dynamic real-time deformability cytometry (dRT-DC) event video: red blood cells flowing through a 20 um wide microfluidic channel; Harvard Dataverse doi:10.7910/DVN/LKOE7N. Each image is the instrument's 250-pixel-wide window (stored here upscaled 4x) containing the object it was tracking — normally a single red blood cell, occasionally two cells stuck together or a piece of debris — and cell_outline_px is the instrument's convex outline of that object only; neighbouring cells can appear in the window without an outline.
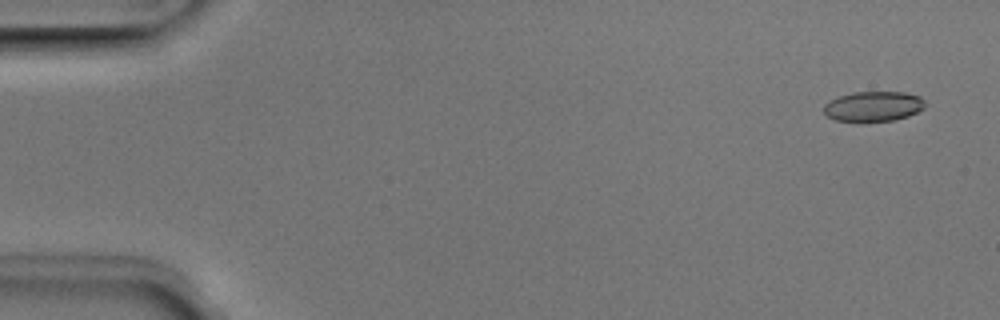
{"species": "Egyptian fruit bat (a non-hibernating species)", "species_latin": "Rousettus aegyptiacus", "temperature_condition": "room temperature", "stored_images_in_passage": 51, "camera_frame_rate_fps": 3000, "um_per_image_px": 0.085, "animal": {"sex": "male"}, "frame": {"image": 1, "passage_image": 3, "time_ms": 0.667, "image_size_px": [1000, 320], "cell_outline_px": [[924, 108], [908, 116], [892, 120], [860, 124], [836, 120], [828, 116], [824, 112], [824, 104], [840, 96], [852, 92], [904, 92], [920, 96], [924, 100]], "centroid_in_image_um": [74.22, 9.07], "position_along_channel_um": 10.8, "area_um2": 18.09}}
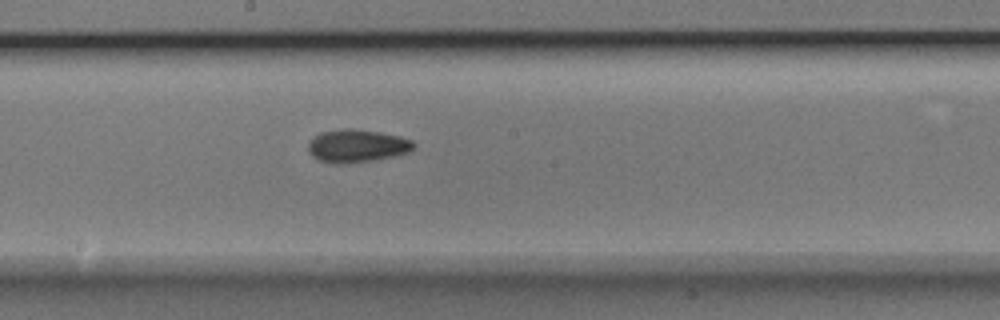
{"frame": {"image": 2, "passage_image": 28, "time_ms": 9.0, "image_size_px": [1000, 320], "cell_outline_px": [[416, 144], [408, 152], [392, 156], [372, 160], [340, 164], [336, 164], [320, 160], [312, 156], [308, 152], [308, 144], [320, 132], [344, 128], [352, 128], [380, 132], [400, 136], [412, 140]], "centroid_in_image_um": [30.33, 12.39], "position_along_channel_um": 217.9, "area_um2": 20.06}}
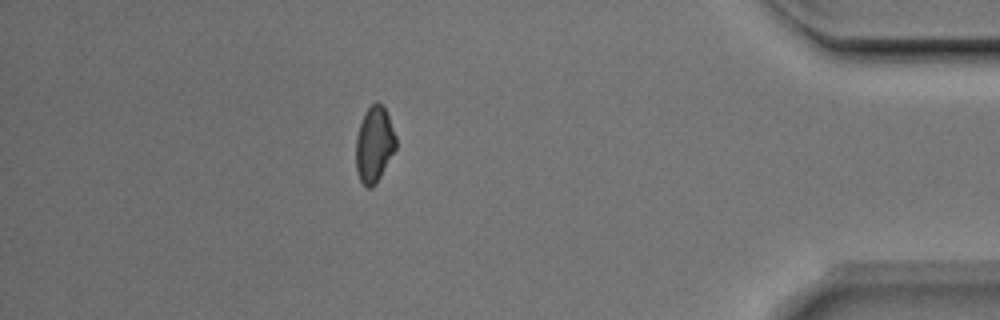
{"frame": {"image": 3, "passage_image": 45, "time_ms": 14.667, "image_size_px": [1000, 320], "cell_outline_px": [[396, 148], [376, 184], [372, 188], [364, 188], [356, 172], [356, 136], [360, 124], [368, 108], [376, 100], [384, 108], [388, 116], [396, 136]], "centroid_in_image_um": [31.8, 12.33], "position_along_channel_um": 403.4, "area_um2": 17.63}, "authors_computed_cell_mechanics": {"area_um2": 18.6116, "velocity_mm_per_s": 4.022, "shape_relaxation_time_tau1_ms": 3.8377, "shape_relaxation_time_tau2_ms": 6.2992, "deformation_change_tau1": 0.0888, "deformation_change_tau2": 0.1188}}